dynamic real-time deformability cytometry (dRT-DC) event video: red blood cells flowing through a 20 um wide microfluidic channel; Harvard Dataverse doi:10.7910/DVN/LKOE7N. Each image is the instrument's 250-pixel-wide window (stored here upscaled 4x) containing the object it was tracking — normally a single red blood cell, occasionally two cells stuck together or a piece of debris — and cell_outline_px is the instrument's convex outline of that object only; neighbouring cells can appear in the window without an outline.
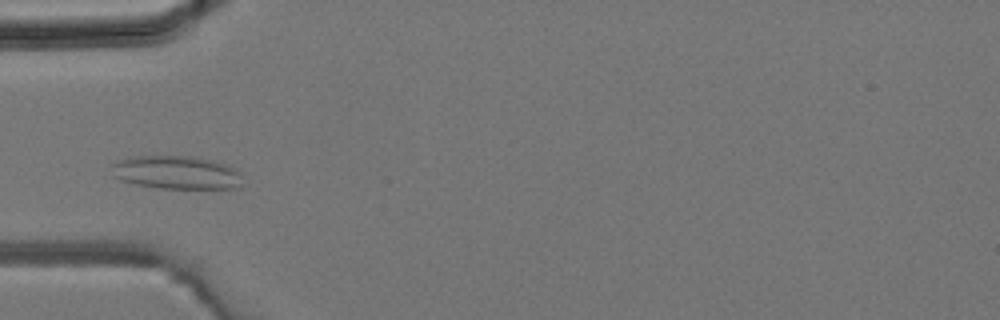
{"species": "common noctule bat (a hibernating species)", "species_latin": "Nyctalus noctula", "temperature_condition": "room temperature", "stored_images_in_passage": 33, "camera_frame_rate_fps": 3000, "um_per_image_px": 0.085, "animal": {"sex": "male", "body_mass_g": 19.2, "forearm_length_mm": 51.8}, "frame": {"image": 1, "passage_image": 4, "time_ms": 1.0, "image_size_px": [1000, 320], "cell_outline_px": [[240, 188], [156, 188], [136, 184], [120, 180], [112, 176], [112, 160], [128, 156], [192, 156], [212, 160], [236, 168], [240, 172]], "centroid_in_image_um": [14.92, 14.65], "position_along_channel_um": 70.1, "area_um2": 25.72}}
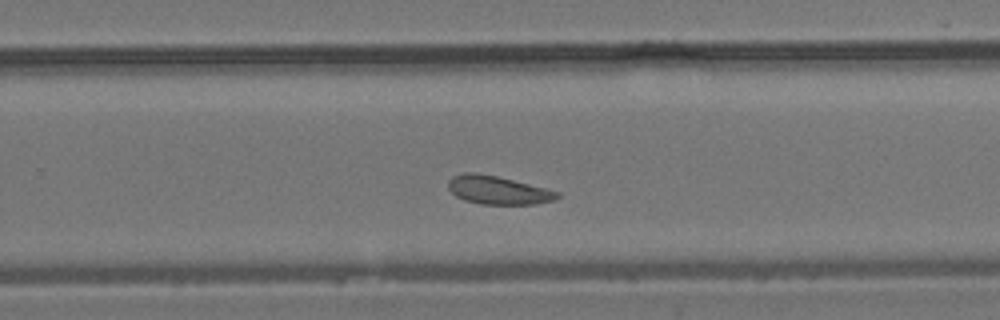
{"frame": {"image": 2, "passage_image": 18, "time_ms": 5.667, "image_size_px": [1000, 320], "cell_outline_px": [[560, 196], [556, 200], [536, 204], [480, 204], [464, 200], [456, 196], [448, 188], [448, 180], [452, 176], [464, 172], [476, 172], [496, 176], [560, 192]], "centroid_in_image_um": [42.3, 16.16], "position_along_channel_um": 287.5, "area_um2": 17.98}}
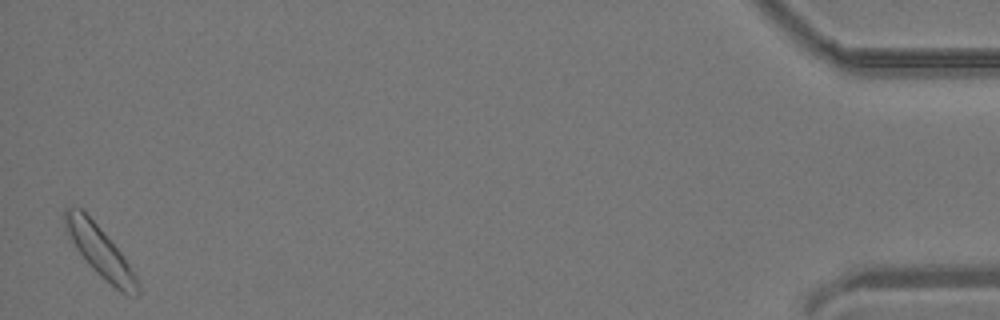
{"frame": {"image": 3, "passage_image": 33, "time_ms": 10.667, "image_size_px": [1000, 320], "cell_outline_px": [[140, 292], [136, 296], [120, 292], [100, 276], [88, 264], [76, 248], [64, 224], [64, 208], [80, 208], [96, 224], [120, 252], [136, 276], [140, 288]], "centroid_in_image_um": [8.51, 21.41], "position_along_channel_um": 426.7, "area_um2": 20.63}}